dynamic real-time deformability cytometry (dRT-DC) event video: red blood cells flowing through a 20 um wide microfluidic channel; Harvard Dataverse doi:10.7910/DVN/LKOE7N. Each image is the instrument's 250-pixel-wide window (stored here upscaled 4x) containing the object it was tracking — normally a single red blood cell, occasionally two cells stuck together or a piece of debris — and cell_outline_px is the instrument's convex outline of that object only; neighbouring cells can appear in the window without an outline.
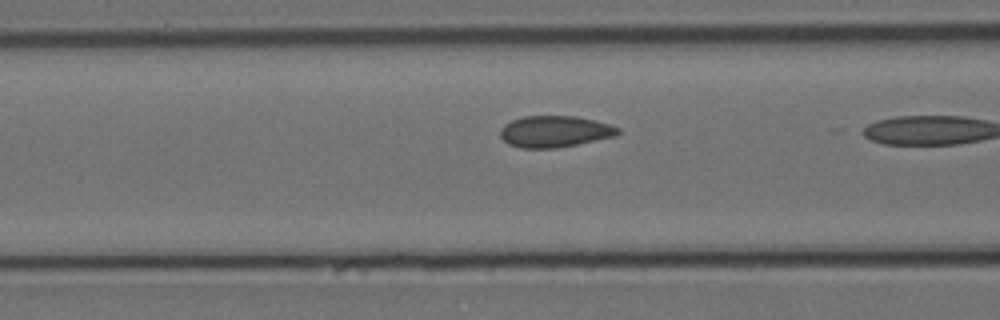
{"species": "Egyptian fruit bat (a non-hibernating species)", "species_latin": "Rousettus aegyptiacus", "temperature_condition": "cold", "stored_images_in_passage": 7, "camera_frame_rate_fps": 3000, "um_per_image_px": 0.085, "animal": {"sex": "female"}, "frame": {"image": 1, "passage_image": 6, "time_ms": 1.667, "image_size_px": [1000, 320], "cell_outline_px": [[620, 132], [616, 136], [556, 148], [520, 148], [508, 144], [500, 136], [500, 128], [504, 124], [512, 120], [524, 116], [576, 116], [608, 124], [620, 128]], "centroid_in_image_um": [47.12, 11.18], "position_along_channel_um": 119.5, "area_um2": 21.5}}